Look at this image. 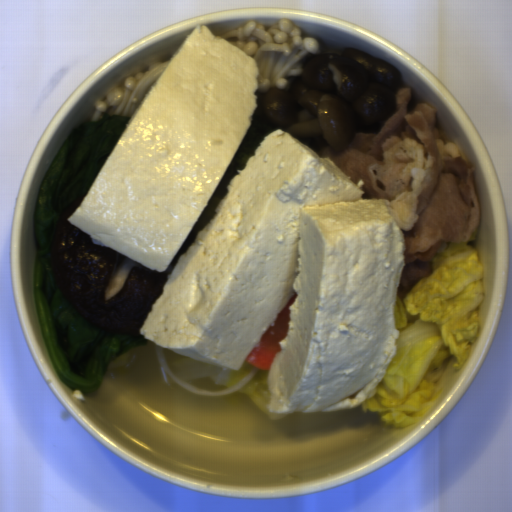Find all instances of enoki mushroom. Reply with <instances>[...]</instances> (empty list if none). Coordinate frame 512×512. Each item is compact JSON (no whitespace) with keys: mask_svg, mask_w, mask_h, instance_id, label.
Segmentation results:
<instances>
[{"mask_svg":"<svg viewBox=\"0 0 512 512\" xmlns=\"http://www.w3.org/2000/svg\"><path fill=\"white\" fill-rule=\"evenodd\" d=\"M219 37L256 61L259 78L255 92L263 94L271 89L285 90L288 77L301 76L306 57L321 51L320 42L312 36H303L301 27H296L288 17L269 28L252 20Z\"/></svg>","mask_w":512,"mask_h":512,"instance_id":"1","label":"enoki mushroom"},{"mask_svg":"<svg viewBox=\"0 0 512 512\" xmlns=\"http://www.w3.org/2000/svg\"><path fill=\"white\" fill-rule=\"evenodd\" d=\"M170 62H160L142 72H134L123 80L121 85L103 94L101 100L97 101L90 120L99 121L108 115H124L132 119L147 93Z\"/></svg>","mask_w":512,"mask_h":512,"instance_id":"2","label":"enoki mushroom"}]
</instances>
